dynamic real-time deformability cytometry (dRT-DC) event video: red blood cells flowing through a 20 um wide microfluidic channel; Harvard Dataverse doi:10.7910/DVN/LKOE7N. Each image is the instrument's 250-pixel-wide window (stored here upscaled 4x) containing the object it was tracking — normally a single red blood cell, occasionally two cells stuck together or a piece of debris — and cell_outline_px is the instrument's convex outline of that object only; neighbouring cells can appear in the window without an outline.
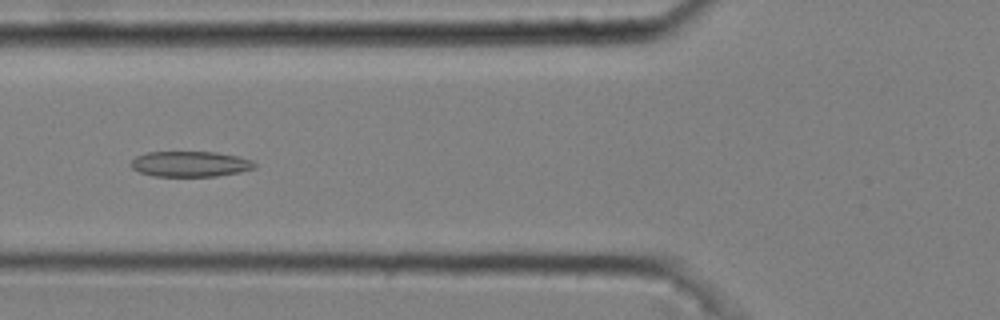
{"species": "common noctule bat (a hibernating species)", "species_latin": "Nyctalus noctula", "temperature_condition": "cold", "stored_images_in_passage": 32, "camera_frame_rate_fps": 3000, "um_per_image_px": 0.085, "animal": {"sex": "male", "body_mass_g": 20.4}, "frame": {"image": 1, "passage_image": 17, "time_ms": 5.333, "image_size_px": [1000, 320], "cell_outline_px": [[256, 168], [240, 172], [216, 176], [152, 176], [140, 172], [132, 168], [132, 160], [136, 156], [148, 152], [216, 152], [240, 156], [252, 160], [256, 164]], "centroid_in_image_um": [16.21, 13.94], "position_along_channel_um": 109.6, "area_um2": 18.44}}
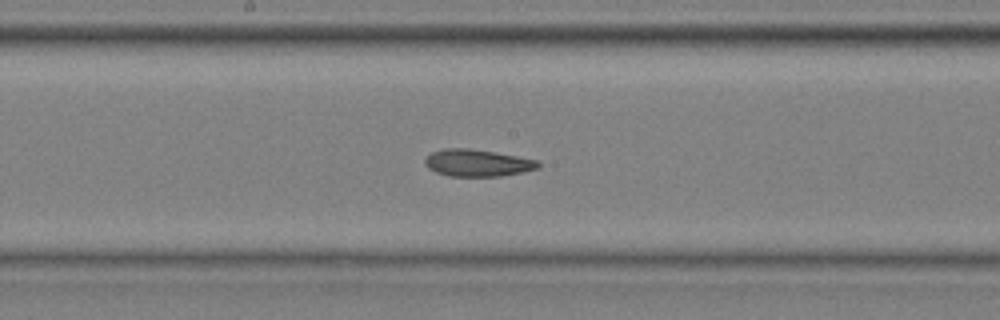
{"frame": {"image": 2, "passage_image": 25, "time_ms": 8.0, "image_size_px": [1000, 320], "cell_outline_px": [[540, 164], [536, 168], [520, 172], [500, 176], [448, 176], [436, 172], [428, 168], [424, 164], [424, 160], [432, 152], [444, 148], [468, 148], [496, 152], [540, 160]], "centroid_in_image_um": [40.56, 13.84], "position_along_channel_um": 207.6, "area_um2": 17.8}}
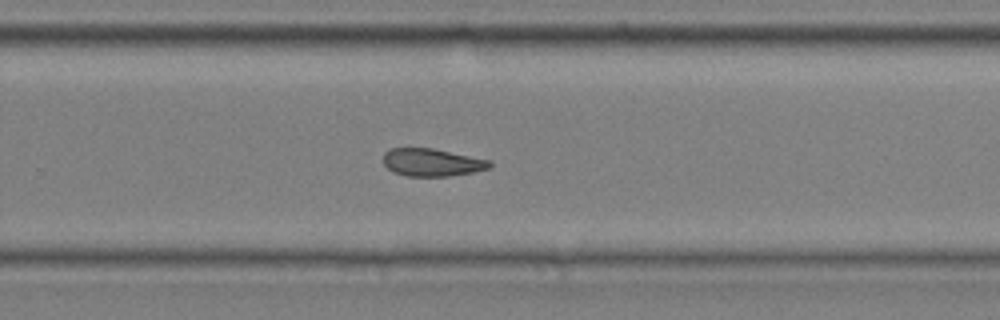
{"frame": {"image": 3, "passage_image": 32, "time_ms": 10.333, "image_size_px": [1000, 320], "cell_outline_px": [[492, 164], [488, 168], [476, 172], [448, 176], [408, 176], [392, 172], [384, 164], [384, 152], [392, 148], [432, 148], [492, 160]], "centroid_in_image_um": [36.74, 13.8], "position_along_channel_um": 293.1, "area_um2": 17.22}}